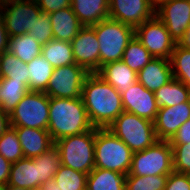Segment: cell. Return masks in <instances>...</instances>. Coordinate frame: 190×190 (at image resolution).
I'll list each match as a JSON object with an SVG mask.
<instances>
[{
  "label": "cell",
  "instance_id": "obj_43",
  "mask_svg": "<svg viewBox=\"0 0 190 190\" xmlns=\"http://www.w3.org/2000/svg\"><path fill=\"white\" fill-rule=\"evenodd\" d=\"M177 44L185 49L190 50V26L185 31V34L183 35V37L179 40Z\"/></svg>",
  "mask_w": 190,
  "mask_h": 190
},
{
  "label": "cell",
  "instance_id": "obj_26",
  "mask_svg": "<svg viewBox=\"0 0 190 190\" xmlns=\"http://www.w3.org/2000/svg\"><path fill=\"white\" fill-rule=\"evenodd\" d=\"M30 91L44 92L54 71V67L40 54L27 63Z\"/></svg>",
  "mask_w": 190,
  "mask_h": 190
},
{
  "label": "cell",
  "instance_id": "obj_12",
  "mask_svg": "<svg viewBox=\"0 0 190 190\" xmlns=\"http://www.w3.org/2000/svg\"><path fill=\"white\" fill-rule=\"evenodd\" d=\"M90 73L76 63L54 68L48 86L44 91L48 97L79 98L85 78Z\"/></svg>",
  "mask_w": 190,
  "mask_h": 190
},
{
  "label": "cell",
  "instance_id": "obj_5",
  "mask_svg": "<svg viewBox=\"0 0 190 190\" xmlns=\"http://www.w3.org/2000/svg\"><path fill=\"white\" fill-rule=\"evenodd\" d=\"M61 164L89 174L95 168V127L87 132L66 136L54 142Z\"/></svg>",
  "mask_w": 190,
  "mask_h": 190
},
{
  "label": "cell",
  "instance_id": "obj_47",
  "mask_svg": "<svg viewBox=\"0 0 190 190\" xmlns=\"http://www.w3.org/2000/svg\"><path fill=\"white\" fill-rule=\"evenodd\" d=\"M186 176H187L189 183H190V172L186 173Z\"/></svg>",
  "mask_w": 190,
  "mask_h": 190
},
{
  "label": "cell",
  "instance_id": "obj_44",
  "mask_svg": "<svg viewBox=\"0 0 190 190\" xmlns=\"http://www.w3.org/2000/svg\"><path fill=\"white\" fill-rule=\"evenodd\" d=\"M42 186L44 190H59L57 188V184L54 179L49 180L48 182L44 183Z\"/></svg>",
  "mask_w": 190,
  "mask_h": 190
},
{
  "label": "cell",
  "instance_id": "obj_28",
  "mask_svg": "<svg viewBox=\"0 0 190 190\" xmlns=\"http://www.w3.org/2000/svg\"><path fill=\"white\" fill-rule=\"evenodd\" d=\"M42 46L30 34L10 37L8 51L22 62L28 63L42 52Z\"/></svg>",
  "mask_w": 190,
  "mask_h": 190
},
{
  "label": "cell",
  "instance_id": "obj_17",
  "mask_svg": "<svg viewBox=\"0 0 190 190\" xmlns=\"http://www.w3.org/2000/svg\"><path fill=\"white\" fill-rule=\"evenodd\" d=\"M188 119H190V100L176 106L160 107L153 121L158 140L170 141Z\"/></svg>",
  "mask_w": 190,
  "mask_h": 190
},
{
  "label": "cell",
  "instance_id": "obj_39",
  "mask_svg": "<svg viewBox=\"0 0 190 190\" xmlns=\"http://www.w3.org/2000/svg\"><path fill=\"white\" fill-rule=\"evenodd\" d=\"M170 144H186L190 143V119L180 126L177 133L169 141Z\"/></svg>",
  "mask_w": 190,
  "mask_h": 190
},
{
  "label": "cell",
  "instance_id": "obj_11",
  "mask_svg": "<svg viewBox=\"0 0 190 190\" xmlns=\"http://www.w3.org/2000/svg\"><path fill=\"white\" fill-rule=\"evenodd\" d=\"M135 37L154 58L170 59L177 44L156 15L135 28Z\"/></svg>",
  "mask_w": 190,
  "mask_h": 190
},
{
  "label": "cell",
  "instance_id": "obj_25",
  "mask_svg": "<svg viewBox=\"0 0 190 190\" xmlns=\"http://www.w3.org/2000/svg\"><path fill=\"white\" fill-rule=\"evenodd\" d=\"M28 91L25 82L0 78V108L10 114Z\"/></svg>",
  "mask_w": 190,
  "mask_h": 190
},
{
  "label": "cell",
  "instance_id": "obj_3",
  "mask_svg": "<svg viewBox=\"0 0 190 190\" xmlns=\"http://www.w3.org/2000/svg\"><path fill=\"white\" fill-rule=\"evenodd\" d=\"M61 155L53 145L46 152L33 158H22L11 165L8 185L32 189L54 179L61 166Z\"/></svg>",
  "mask_w": 190,
  "mask_h": 190
},
{
  "label": "cell",
  "instance_id": "obj_9",
  "mask_svg": "<svg viewBox=\"0 0 190 190\" xmlns=\"http://www.w3.org/2000/svg\"><path fill=\"white\" fill-rule=\"evenodd\" d=\"M12 127L47 130L49 122V97L45 92L28 91L10 112Z\"/></svg>",
  "mask_w": 190,
  "mask_h": 190
},
{
  "label": "cell",
  "instance_id": "obj_38",
  "mask_svg": "<svg viewBox=\"0 0 190 190\" xmlns=\"http://www.w3.org/2000/svg\"><path fill=\"white\" fill-rule=\"evenodd\" d=\"M36 2L41 11L48 14L71 7V0H36Z\"/></svg>",
  "mask_w": 190,
  "mask_h": 190
},
{
  "label": "cell",
  "instance_id": "obj_20",
  "mask_svg": "<svg viewBox=\"0 0 190 190\" xmlns=\"http://www.w3.org/2000/svg\"><path fill=\"white\" fill-rule=\"evenodd\" d=\"M96 74L112 85L121 95L138 81L137 73L122 60L104 64Z\"/></svg>",
  "mask_w": 190,
  "mask_h": 190
},
{
  "label": "cell",
  "instance_id": "obj_31",
  "mask_svg": "<svg viewBox=\"0 0 190 190\" xmlns=\"http://www.w3.org/2000/svg\"><path fill=\"white\" fill-rule=\"evenodd\" d=\"M173 78L190 89V50L176 44L170 57Z\"/></svg>",
  "mask_w": 190,
  "mask_h": 190
},
{
  "label": "cell",
  "instance_id": "obj_4",
  "mask_svg": "<svg viewBox=\"0 0 190 190\" xmlns=\"http://www.w3.org/2000/svg\"><path fill=\"white\" fill-rule=\"evenodd\" d=\"M133 151L108 128H95V167L122 174L130 171Z\"/></svg>",
  "mask_w": 190,
  "mask_h": 190
},
{
  "label": "cell",
  "instance_id": "obj_18",
  "mask_svg": "<svg viewBox=\"0 0 190 190\" xmlns=\"http://www.w3.org/2000/svg\"><path fill=\"white\" fill-rule=\"evenodd\" d=\"M138 82L146 89L154 92L173 79L169 59L153 58L138 73Z\"/></svg>",
  "mask_w": 190,
  "mask_h": 190
},
{
  "label": "cell",
  "instance_id": "obj_27",
  "mask_svg": "<svg viewBox=\"0 0 190 190\" xmlns=\"http://www.w3.org/2000/svg\"><path fill=\"white\" fill-rule=\"evenodd\" d=\"M41 55L54 68L75 63L71 42L53 39L42 46Z\"/></svg>",
  "mask_w": 190,
  "mask_h": 190
},
{
  "label": "cell",
  "instance_id": "obj_37",
  "mask_svg": "<svg viewBox=\"0 0 190 190\" xmlns=\"http://www.w3.org/2000/svg\"><path fill=\"white\" fill-rule=\"evenodd\" d=\"M165 190H190L186 174L172 171L167 177Z\"/></svg>",
  "mask_w": 190,
  "mask_h": 190
},
{
  "label": "cell",
  "instance_id": "obj_6",
  "mask_svg": "<svg viewBox=\"0 0 190 190\" xmlns=\"http://www.w3.org/2000/svg\"><path fill=\"white\" fill-rule=\"evenodd\" d=\"M91 26L95 29L99 42L100 67L121 61L125 48L135 36V28L110 18Z\"/></svg>",
  "mask_w": 190,
  "mask_h": 190
},
{
  "label": "cell",
  "instance_id": "obj_46",
  "mask_svg": "<svg viewBox=\"0 0 190 190\" xmlns=\"http://www.w3.org/2000/svg\"><path fill=\"white\" fill-rule=\"evenodd\" d=\"M28 190H44V188H43V186H37L35 188L28 189Z\"/></svg>",
  "mask_w": 190,
  "mask_h": 190
},
{
  "label": "cell",
  "instance_id": "obj_1",
  "mask_svg": "<svg viewBox=\"0 0 190 190\" xmlns=\"http://www.w3.org/2000/svg\"><path fill=\"white\" fill-rule=\"evenodd\" d=\"M81 98L95 128H108L124 111L121 94L96 73L85 78Z\"/></svg>",
  "mask_w": 190,
  "mask_h": 190
},
{
  "label": "cell",
  "instance_id": "obj_29",
  "mask_svg": "<svg viewBox=\"0 0 190 190\" xmlns=\"http://www.w3.org/2000/svg\"><path fill=\"white\" fill-rule=\"evenodd\" d=\"M153 58L149 51L134 36L124 50L122 61L134 72L138 73Z\"/></svg>",
  "mask_w": 190,
  "mask_h": 190
},
{
  "label": "cell",
  "instance_id": "obj_36",
  "mask_svg": "<svg viewBox=\"0 0 190 190\" xmlns=\"http://www.w3.org/2000/svg\"><path fill=\"white\" fill-rule=\"evenodd\" d=\"M173 157V171L179 173L190 172V143L171 144Z\"/></svg>",
  "mask_w": 190,
  "mask_h": 190
},
{
  "label": "cell",
  "instance_id": "obj_21",
  "mask_svg": "<svg viewBox=\"0 0 190 190\" xmlns=\"http://www.w3.org/2000/svg\"><path fill=\"white\" fill-rule=\"evenodd\" d=\"M53 39L71 42L84 26L71 7L49 14Z\"/></svg>",
  "mask_w": 190,
  "mask_h": 190
},
{
  "label": "cell",
  "instance_id": "obj_35",
  "mask_svg": "<svg viewBox=\"0 0 190 190\" xmlns=\"http://www.w3.org/2000/svg\"><path fill=\"white\" fill-rule=\"evenodd\" d=\"M27 34H30L41 45L53 40L52 26L48 13L41 12L36 18L32 29H29Z\"/></svg>",
  "mask_w": 190,
  "mask_h": 190
},
{
  "label": "cell",
  "instance_id": "obj_33",
  "mask_svg": "<svg viewBox=\"0 0 190 190\" xmlns=\"http://www.w3.org/2000/svg\"><path fill=\"white\" fill-rule=\"evenodd\" d=\"M0 154L11 164L24 158L18 135L12 126L0 137Z\"/></svg>",
  "mask_w": 190,
  "mask_h": 190
},
{
  "label": "cell",
  "instance_id": "obj_48",
  "mask_svg": "<svg viewBox=\"0 0 190 190\" xmlns=\"http://www.w3.org/2000/svg\"><path fill=\"white\" fill-rule=\"evenodd\" d=\"M0 78H1V54H0Z\"/></svg>",
  "mask_w": 190,
  "mask_h": 190
},
{
  "label": "cell",
  "instance_id": "obj_7",
  "mask_svg": "<svg viewBox=\"0 0 190 190\" xmlns=\"http://www.w3.org/2000/svg\"><path fill=\"white\" fill-rule=\"evenodd\" d=\"M133 152L154 145L158 138L152 121L123 111L108 127Z\"/></svg>",
  "mask_w": 190,
  "mask_h": 190
},
{
  "label": "cell",
  "instance_id": "obj_42",
  "mask_svg": "<svg viewBox=\"0 0 190 190\" xmlns=\"http://www.w3.org/2000/svg\"><path fill=\"white\" fill-rule=\"evenodd\" d=\"M11 127L9 113L0 108V137Z\"/></svg>",
  "mask_w": 190,
  "mask_h": 190
},
{
  "label": "cell",
  "instance_id": "obj_22",
  "mask_svg": "<svg viewBox=\"0 0 190 190\" xmlns=\"http://www.w3.org/2000/svg\"><path fill=\"white\" fill-rule=\"evenodd\" d=\"M71 8L84 26L109 18V0H71Z\"/></svg>",
  "mask_w": 190,
  "mask_h": 190
},
{
  "label": "cell",
  "instance_id": "obj_14",
  "mask_svg": "<svg viewBox=\"0 0 190 190\" xmlns=\"http://www.w3.org/2000/svg\"><path fill=\"white\" fill-rule=\"evenodd\" d=\"M154 0H109V18L136 28L155 16Z\"/></svg>",
  "mask_w": 190,
  "mask_h": 190
},
{
  "label": "cell",
  "instance_id": "obj_34",
  "mask_svg": "<svg viewBox=\"0 0 190 190\" xmlns=\"http://www.w3.org/2000/svg\"><path fill=\"white\" fill-rule=\"evenodd\" d=\"M168 175H127L125 190H165Z\"/></svg>",
  "mask_w": 190,
  "mask_h": 190
},
{
  "label": "cell",
  "instance_id": "obj_24",
  "mask_svg": "<svg viewBox=\"0 0 190 190\" xmlns=\"http://www.w3.org/2000/svg\"><path fill=\"white\" fill-rule=\"evenodd\" d=\"M155 99L159 108L176 106L190 100V89L180 80L173 78L155 91Z\"/></svg>",
  "mask_w": 190,
  "mask_h": 190
},
{
  "label": "cell",
  "instance_id": "obj_16",
  "mask_svg": "<svg viewBox=\"0 0 190 190\" xmlns=\"http://www.w3.org/2000/svg\"><path fill=\"white\" fill-rule=\"evenodd\" d=\"M125 112L154 121L159 110L155 93L149 91L138 81L121 95Z\"/></svg>",
  "mask_w": 190,
  "mask_h": 190
},
{
  "label": "cell",
  "instance_id": "obj_23",
  "mask_svg": "<svg viewBox=\"0 0 190 190\" xmlns=\"http://www.w3.org/2000/svg\"><path fill=\"white\" fill-rule=\"evenodd\" d=\"M126 174L94 168L87 177L86 190H125Z\"/></svg>",
  "mask_w": 190,
  "mask_h": 190
},
{
  "label": "cell",
  "instance_id": "obj_45",
  "mask_svg": "<svg viewBox=\"0 0 190 190\" xmlns=\"http://www.w3.org/2000/svg\"><path fill=\"white\" fill-rule=\"evenodd\" d=\"M4 190H26V189L13 187L7 184L4 186Z\"/></svg>",
  "mask_w": 190,
  "mask_h": 190
},
{
  "label": "cell",
  "instance_id": "obj_40",
  "mask_svg": "<svg viewBox=\"0 0 190 190\" xmlns=\"http://www.w3.org/2000/svg\"><path fill=\"white\" fill-rule=\"evenodd\" d=\"M11 163L0 154V186L8 184Z\"/></svg>",
  "mask_w": 190,
  "mask_h": 190
},
{
  "label": "cell",
  "instance_id": "obj_41",
  "mask_svg": "<svg viewBox=\"0 0 190 190\" xmlns=\"http://www.w3.org/2000/svg\"><path fill=\"white\" fill-rule=\"evenodd\" d=\"M9 34L7 33L2 12L0 11V54L8 51Z\"/></svg>",
  "mask_w": 190,
  "mask_h": 190
},
{
  "label": "cell",
  "instance_id": "obj_13",
  "mask_svg": "<svg viewBox=\"0 0 190 190\" xmlns=\"http://www.w3.org/2000/svg\"><path fill=\"white\" fill-rule=\"evenodd\" d=\"M155 15L178 43L190 26V0H161L156 3Z\"/></svg>",
  "mask_w": 190,
  "mask_h": 190
},
{
  "label": "cell",
  "instance_id": "obj_49",
  "mask_svg": "<svg viewBox=\"0 0 190 190\" xmlns=\"http://www.w3.org/2000/svg\"><path fill=\"white\" fill-rule=\"evenodd\" d=\"M0 190H4V186H0Z\"/></svg>",
  "mask_w": 190,
  "mask_h": 190
},
{
  "label": "cell",
  "instance_id": "obj_30",
  "mask_svg": "<svg viewBox=\"0 0 190 190\" xmlns=\"http://www.w3.org/2000/svg\"><path fill=\"white\" fill-rule=\"evenodd\" d=\"M27 63L22 62L9 51L1 54V78H12L29 84Z\"/></svg>",
  "mask_w": 190,
  "mask_h": 190
},
{
  "label": "cell",
  "instance_id": "obj_32",
  "mask_svg": "<svg viewBox=\"0 0 190 190\" xmlns=\"http://www.w3.org/2000/svg\"><path fill=\"white\" fill-rule=\"evenodd\" d=\"M88 174L61 165L54 176L59 190H86Z\"/></svg>",
  "mask_w": 190,
  "mask_h": 190
},
{
  "label": "cell",
  "instance_id": "obj_19",
  "mask_svg": "<svg viewBox=\"0 0 190 190\" xmlns=\"http://www.w3.org/2000/svg\"><path fill=\"white\" fill-rule=\"evenodd\" d=\"M13 128L18 135L24 158L39 156L54 145L48 130L28 127Z\"/></svg>",
  "mask_w": 190,
  "mask_h": 190
},
{
  "label": "cell",
  "instance_id": "obj_10",
  "mask_svg": "<svg viewBox=\"0 0 190 190\" xmlns=\"http://www.w3.org/2000/svg\"><path fill=\"white\" fill-rule=\"evenodd\" d=\"M0 11L9 37L26 34L42 12L36 0H0Z\"/></svg>",
  "mask_w": 190,
  "mask_h": 190
},
{
  "label": "cell",
  "instance_id": "obj_8",
  "mask_svg": "<svg viewBox=\"0 0 190 190\" xmlns=\"http://www.w3.org/2000/svg\"><path fill=\"white\" fill-rule=\"evenodd\" d=\"M173 171L172 147L169 141L158 140L154 145L133 153L127 175H169Z\"/></svg>",
  "mask_w": 190,
  "mask_h": 190
},
{
  "label": "cell",
  "instance_id": "obj_15",
  "mask_svg": "<svg viewBox=\"0 0 190 190\" xmlns=\"http://www.w3.org/2000/svg\"><path fill=\"white\" fill-rule=\"evenodd\" d=\"M74 61L84 67L89 73L100 69V49L95 29L83 26L71 41Z\"/></svg>",
  "mask_w": 190,
  "mask_h": 190
},
{
  "label": "cell",
  "instance_id": "obj_2",
  "mask_svg": "<svg viewBox=\"0 0 190 190\" xmlns=\"http://www.w3.org/2000/svg\"><path fill=\"white\" fill-rule=\"evenodd\" d=\"M93 128L83 100L79 98L49 97L48 132L53 142Z\"/></svg>",
  "mask_w": 190,
  "mask_h": 190
}]
</instances>
